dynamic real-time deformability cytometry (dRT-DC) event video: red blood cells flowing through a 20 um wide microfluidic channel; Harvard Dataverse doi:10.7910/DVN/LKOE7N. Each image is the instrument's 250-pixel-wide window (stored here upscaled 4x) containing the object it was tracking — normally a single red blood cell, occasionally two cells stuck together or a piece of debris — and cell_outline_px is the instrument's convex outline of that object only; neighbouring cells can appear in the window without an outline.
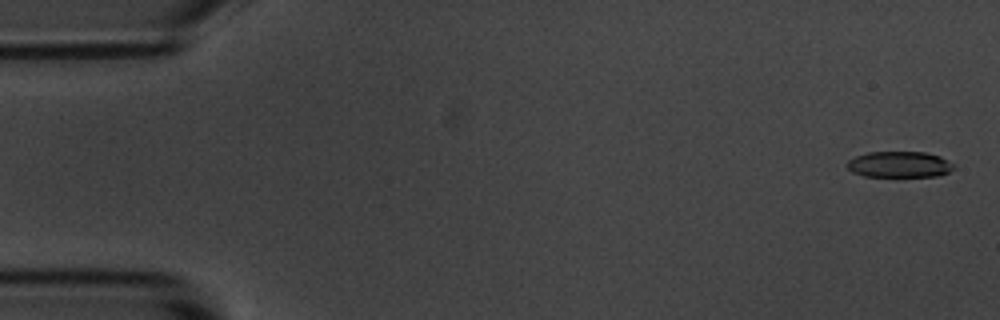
{"species": "common noctule bat (a hibernating species)", "species_latin": "Nyctalus noctula", "temperature_condition": "room temperature", "stored_images_in_passage": 7, "camera_frame_rate_fps": 3000, "um_per_image_px": 0.085, "animal": {"sex": "male", "body_mass_g": 20.1, "forearm_length_mm": 53.5}, "frame": {"image": 1, "passage_image": 1, "time_ms": 0.0, "image_size_px": [1000, 320], "cell_outline_px": [[956, 168], [940, 176], [864, 176], [852, 172], [848, 168], [848, 160], [856, 156], [868, 152], [924, 152], [940, 156], [956, 164]], "centroid_in_image_um": [76.5, 13.98], "position_along_channel_um": 8.5, "area_um2": 16.24}}
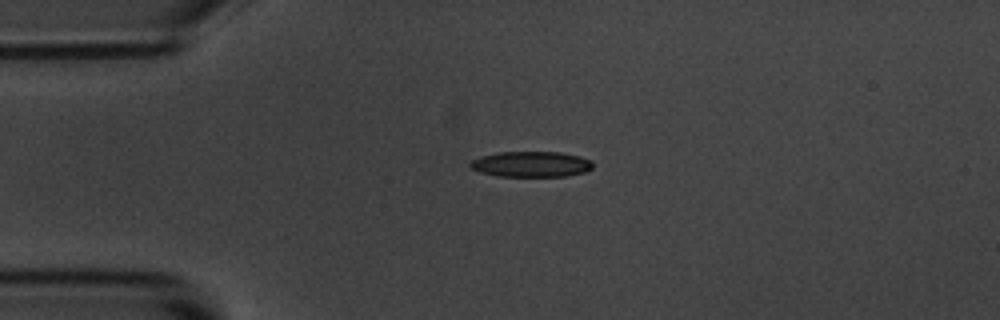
{"frame": {"image": 2, "passage_image": 4, "time_ms": 3.667, "image_size_px": [1000, 320], "cell_outline_px": [[592, 168], [584, 172], [564, 176], [496, 176], [480, 172], [472, 168], [468, 164], [472, 160], [480, 156], [496, 152], [560, 152], [580, 156], [592, 160]], "centroid_in_image_um": [45.13, 13.95], "position_along_channel_um": 39.9, "area_um2": 18.32}}